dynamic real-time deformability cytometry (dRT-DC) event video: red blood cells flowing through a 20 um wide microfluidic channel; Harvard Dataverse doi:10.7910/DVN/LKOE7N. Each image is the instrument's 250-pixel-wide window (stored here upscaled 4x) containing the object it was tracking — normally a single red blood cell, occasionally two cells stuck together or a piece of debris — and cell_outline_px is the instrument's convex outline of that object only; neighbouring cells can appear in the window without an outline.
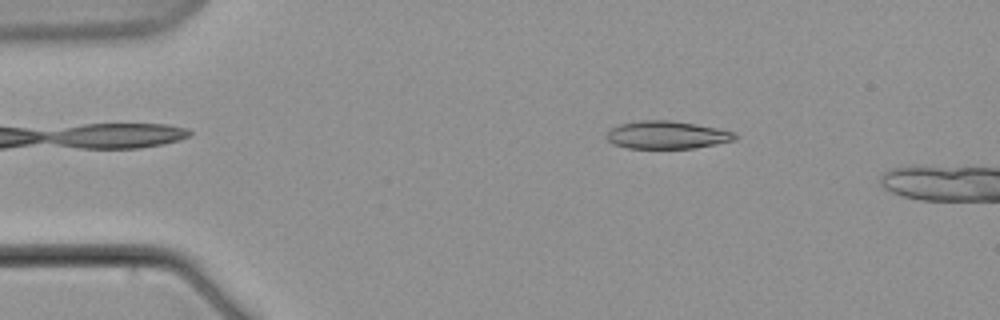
{"species": "common noctule bat (a hibernating species)", "species_latin": "Nyctalus noctula", "temperature_condition": "warm", "stored_images_in_passage": 5, "camera_frame_rate_fps": 3000, "um_per_image_px": 0.085, "animal": {"sex": "male", "body_mass_g": 21.5, "forearm_length_mm": 52.0}, "frame": {"image": 1, "passage_image": 2, "time_ms": 1.0, "image_size_px": [1000, 320], "cell_outline_px": [[740, 136], [736, 140], [716, 144], [692, 148], [628, 148], [612, 144], [604, 136], [612, 128], [620, 124], [640, 120], [668, 120], [696, 124], [736, 132]], "centroid_in_image_um": [56.71, 11.47], "position_along_channel_um": 28.3, "area_um2": 20.87}}